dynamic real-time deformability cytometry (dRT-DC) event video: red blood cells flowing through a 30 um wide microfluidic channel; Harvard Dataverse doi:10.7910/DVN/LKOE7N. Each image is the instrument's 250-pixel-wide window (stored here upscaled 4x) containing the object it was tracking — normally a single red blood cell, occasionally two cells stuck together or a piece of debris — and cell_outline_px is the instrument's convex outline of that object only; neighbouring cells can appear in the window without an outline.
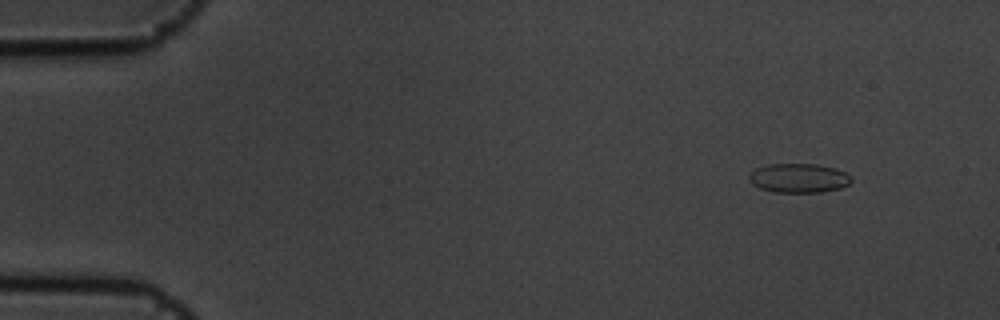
{"species": "common noctule bat (a hibernating species)", "species_latin": "Nyctalus noctula", "temperature_condition": "cold", "stored_images_in_passage": 5, "camera_frame_rate_fps": 3000, "um_per_image_px": 0.085, "animal": {"sex": "male", "body_mass_g": 19.5, "forearm_length_mm": 54.6}, "frame": {"image": 1, "passage_image": 1, "time_ms": 0.0, "image_size_px": [1000, 320], "cell_outline_px": [[852, 180], [848, 184], [840, 188], [820, 192], [772, 192], [760, 188], [752, 184], [748, 176], [756, 168], [768, 164], [816, 164], [836, 168], [852, 176]], "centroid_in_image_um": [67.9, 15.13], "position_along_channel_um": 17.1, "area_um2": 17.4}}